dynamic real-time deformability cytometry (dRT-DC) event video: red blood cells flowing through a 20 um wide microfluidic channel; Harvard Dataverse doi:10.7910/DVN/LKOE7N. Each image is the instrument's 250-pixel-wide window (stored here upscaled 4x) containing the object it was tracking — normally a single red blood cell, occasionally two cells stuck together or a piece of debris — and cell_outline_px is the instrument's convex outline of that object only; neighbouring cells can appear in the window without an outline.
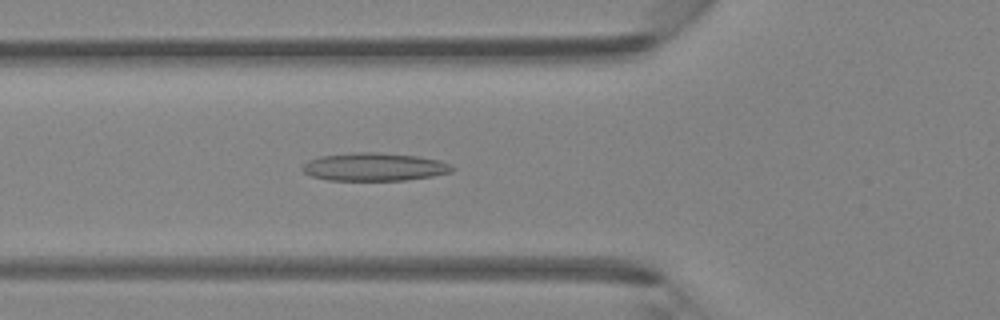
{"species": "Egyptian fruit bat (a non-hibernating species)", "species_latin": "Rousettus aegyptiacus", "temperature_condition": "room temperature", "stored_images_in_passage": 45, "camera_frame_rate_fps": 3000, "um_per_image_px": 0.085, "animal": {"sex": "female"}, "frame": {"image": 1, "passage_image": 16, "time_ms": 5.0, "image_size_px": [1000, 320], "cell_outline_px": [[456, 168], [452, 172], [432, 176], [404, 180], [328, 180], [312, 176], [304, 172], [300, 168], [308, 160], [320, 156], [360, 152], [376, 152], [420, 156], [440, 160], [452, 164]], "centroid_in_image_um": [31.86, 14.18], "position_along_channel_um": 93.9, "area_um2": 24.57}}
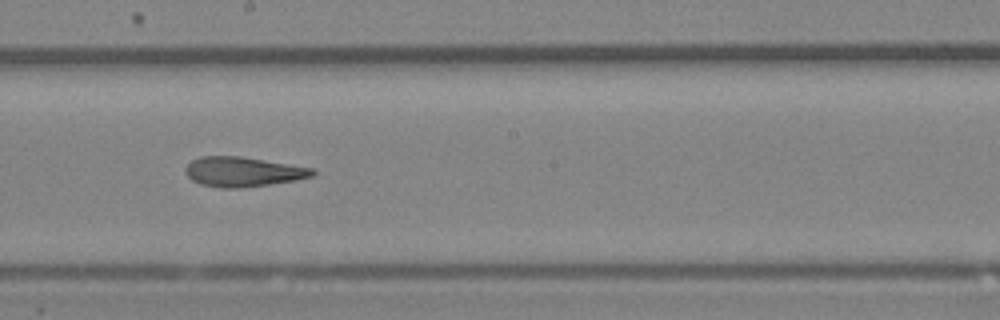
{"frame": {"image": 2, "passage_image": 25, "time_ms": 8.0, "image_size_px": [1000, 320], "cell_outline_px": [[316, 172], [312, 176], [292, 180], [268, 184], [240, 188], [220, 188], [200, 184], [192, 180], [184, 172], [184, 168], [192, 160], [200, 156], [240, 156], [316, 168]], "centroid_in_image_um": [20.62, 14.59], "position_along_channel_um": 227.6, "area_um2": 22.02}}
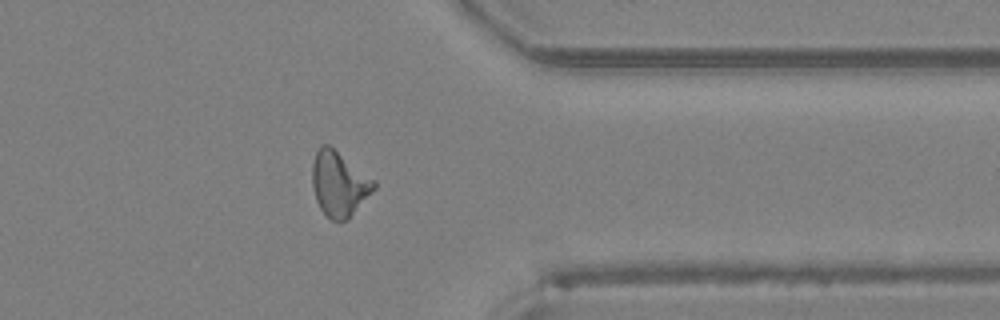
{"frame": {"image": 3, "passage_image": 36, "time_ms": 11.667, "image_size_px": [1000, 320], "cell_outline_px": [[376, 188], [348, 220], [332, 220], [320, 208], [316, 200], [312, 184], [312, 164], [316, 152], [320, 144], [328, 144], [376, 180]], "centroid_in_image_um": [28.84, 15.61], "position_along_channel_um": 382.6, "area_um2": 23.35}}